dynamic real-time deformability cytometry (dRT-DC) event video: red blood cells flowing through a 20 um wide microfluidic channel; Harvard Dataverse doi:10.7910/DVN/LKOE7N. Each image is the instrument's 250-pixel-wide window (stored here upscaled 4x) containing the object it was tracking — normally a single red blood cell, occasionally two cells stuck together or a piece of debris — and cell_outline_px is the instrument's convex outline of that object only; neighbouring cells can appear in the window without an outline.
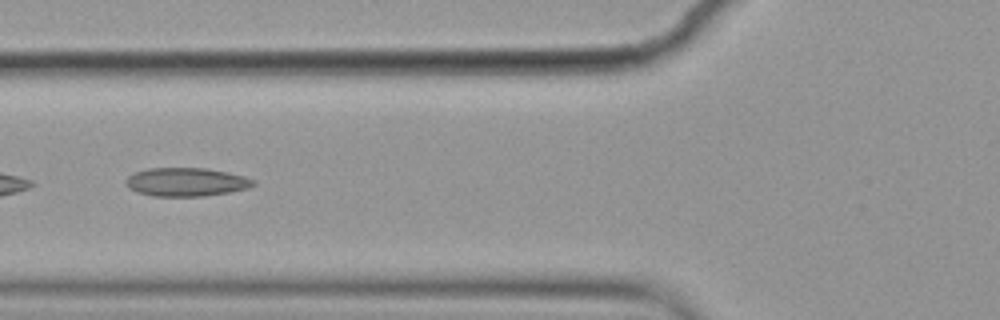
{"species": "common noctule bat (a hibernating species)", "species_latin": "Nyctalus noctula", "temperature_condition": "cold", "stored_images_in_passage": 47, "camera_frame_rate_fps": 3000, "um_per_image_px": 0.085, "animal": {"sex": "female", "body_mass_g": 19.9}, "frame": {"image": 1, "passage_image": 14, "time_ms": 4.333, "image_size_px": [1000, 320], "cell_outline_px": [[256, 184], [248, 188], [228, 192], [204, 196], [152, 196], [136, 192], [128, 188], [124, 180], [128, 176], [136, 172], [148, 168], [204, 168], [228, 172], [244, 176], [252, 180]], "centroid_in_image_um": [15.79, 15.47], "position_along_channel_um": 110.0, "area_um2": 21.15}}
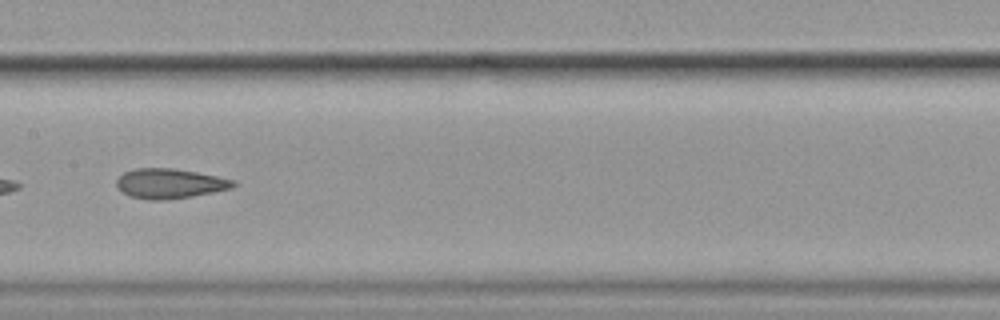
{"frame": {"image": 2, "passage_image": 21, "time_ms": 6.667, "image_size_px": [1000, 320], "cell_outline_px": [[236, 184], [232, 188], [192, 196], [164, 200], [148, 200], [128, 196], [116, 184], [116, 180], [124, 172], [136, 168], [172, 168], [196, 172], [236, 180]], "centroid_in_image_um": [14.42, 15.6], "position_along_channel_um": 193.0, "area_um2": 20.17}, "authors_computed_cell_mechanics": {"area_um2": 21.3282, "velocity_mm_per_s": 3.5546, "shape_relaxation_time_tau1_ms": null, "shape_relaxation_time_tau2_ms": 2.3066, "deformation_change_tau1": null, "deformation_change_tau2": 0.1108}}